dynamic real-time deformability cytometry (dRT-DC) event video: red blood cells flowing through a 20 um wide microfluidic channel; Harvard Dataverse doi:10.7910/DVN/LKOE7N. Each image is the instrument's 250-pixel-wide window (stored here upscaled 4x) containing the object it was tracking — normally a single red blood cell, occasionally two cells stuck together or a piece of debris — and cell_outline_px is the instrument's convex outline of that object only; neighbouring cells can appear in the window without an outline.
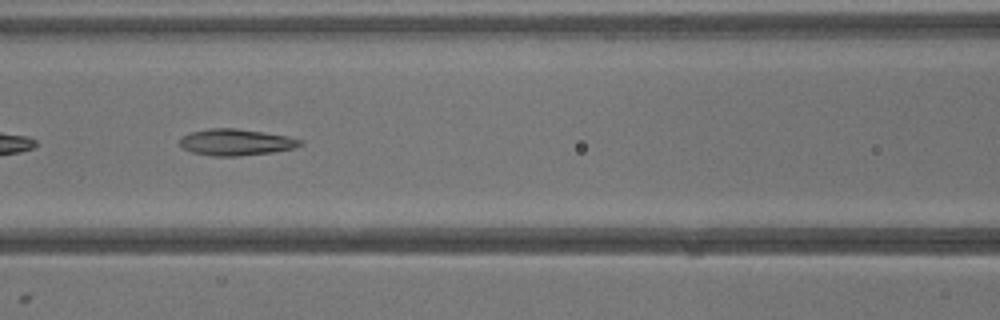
{"species": "common noctule bat (a hibernating species)", "species_latin": "Nyctalus noctula", "temperature_condition": "warm", "stored_images_in_passage": 40, "camera_frame_rate_fps": 3000, "um_per_image_px": 0.085, "animal": {"sex": "male", "body_mass_g": 13.3}, "frame": {"image": 1, "passage_image": 18, "time_ms": 5.667, "image_size_px": [1000, 320], "cell_outline_px": [[304, 144], [292, 148], [272, 152], [240, 156], [212, 156], [192, 152], [184, 148], [180, 144], [180, 136], [192, 132], [208, 128], [236, 128], [264, 132], [288, 136], [304, 140]], "centroid_in_image_um": [20.07, 12.08], "position_along_channel_um": 146.5, "area_um2": 18.61}}
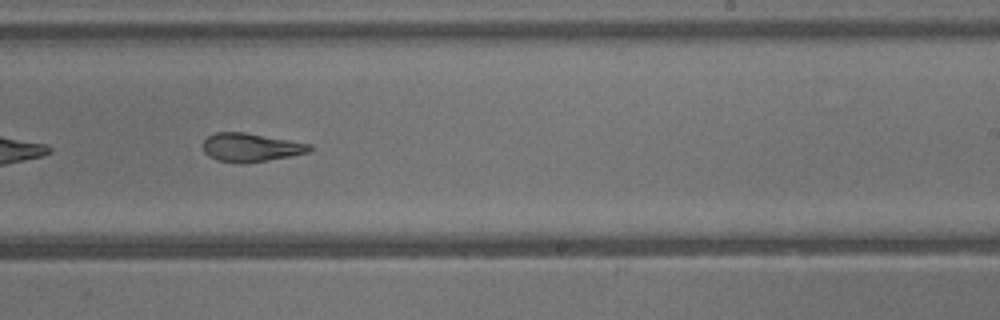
{"frame": {"image": 2, "passage_image": 25, "time_ms": 8.0, "image_size_px": [1000, 320], "cell_outline_px": [[312, 148], [308, 152], [268, 160], [220, 160], [208, 156], [204, 152], [204, 140], [208, 136], [216, 132], [244, 132], [312, 144]], "centroid_in_image_um": [21.33, 12.48], "position_along_channel_um": 267.7, "area_um2": 16.82}}
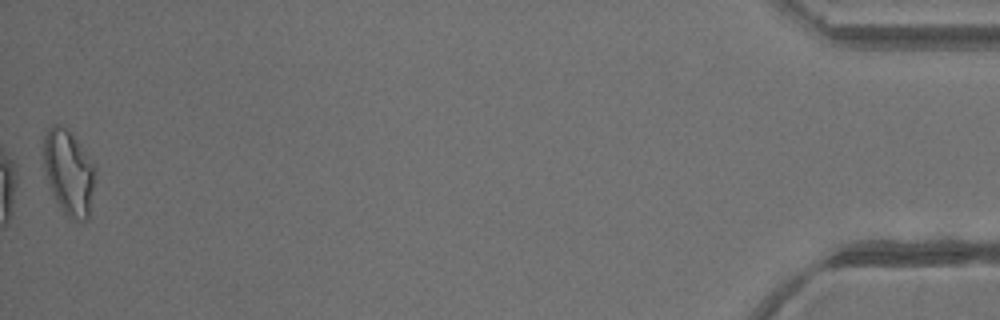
{"frame": {"image": 3, "passage_image": 40, "time_ms": 13.0, "image_size_px": [1000, 320], "cell_outline_px": [[96, 180], [88, 220], [72, 220], [64, 212], [56, 200], [52, 192], [44, 168], [44, 136], [48, 128], [52, 124], [56, 124], [68, 128], [96, 164]], "centroid_in_image_um": [5.89, 14.63], "position_along_channel_um": 429.3, "area_um2": 25.95}}